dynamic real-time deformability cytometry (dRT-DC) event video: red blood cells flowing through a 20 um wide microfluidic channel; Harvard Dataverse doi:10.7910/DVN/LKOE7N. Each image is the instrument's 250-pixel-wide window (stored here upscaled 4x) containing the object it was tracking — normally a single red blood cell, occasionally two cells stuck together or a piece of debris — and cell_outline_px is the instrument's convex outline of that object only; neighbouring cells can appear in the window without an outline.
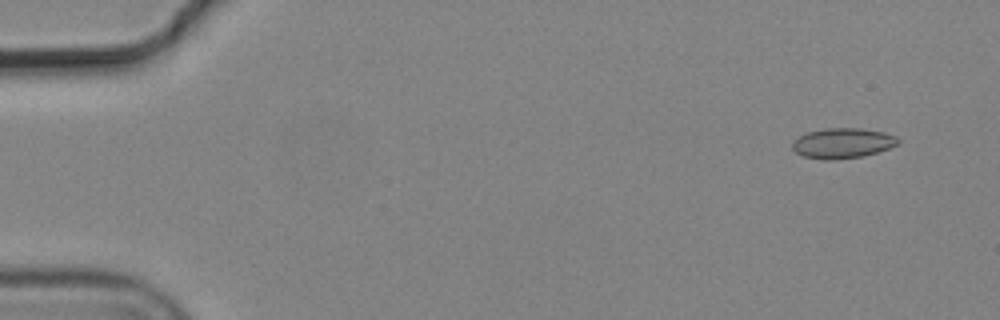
{"species": "common noctule bat (a hibernating species)", "species_latin": "Nyctalus noctula", "temperature_condition": "cold", "stored_images_in_passage": 8, "camera_frame_rate_fps": 3000, "um_per_image_px": 0.085, "animal": {"sex": "male", "body_mass_g": 19.2, "forearm_length_mm": 51.8}, "frame": {"image": 1, "passage_image": 1, "time_ms": 0.0, "image_size_px": [1000, 320], "cell_outline_px": [[900, 144], [864, 156], [836, 160], [824, 160], [804, 156], [796, 152], [792, 148], [792, 140], [808, 132], [824, 128], [860, 128], [884, 132], [896, 136], [900, 140]], "centroid_in_image_um": [71.63, 12.17], "position_along_channel_um": 13.4, "area_um2": 18.73}}
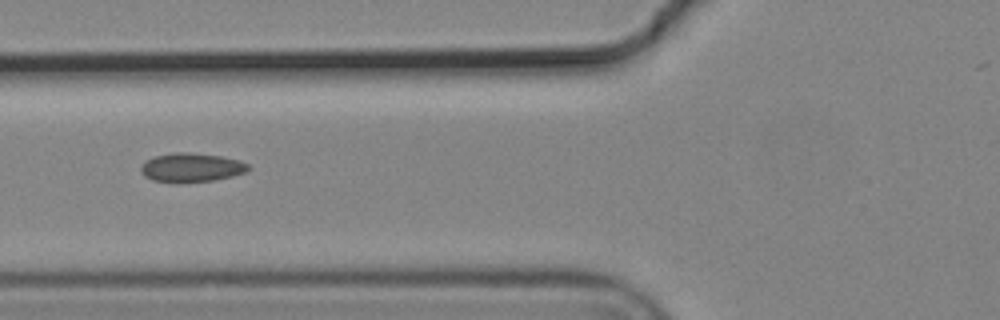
{"frame": {"image": 2, "passage_image": 6, "time_ms": 1.667, "image_size_px": [1000, 320], "cell_outline_px": [[252, 168], [244, 172], [232, 176], [216, 180], [152, 180], [144, 176], [140, 172], [140, 168], [144, 160], [156, 156], [176, 152], [188, 152], [220, 156], [240, 160], [248, 164]], "centroid_in_image_um": [16.28, 14.2], "position_along_channel_um": 109.5, "area_um2": 17.57}}
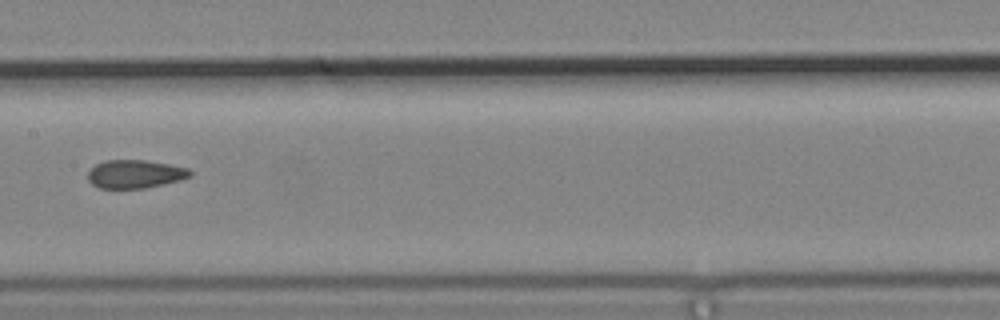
{"frame": {"image": 3, "passage_image": 8, "time_ms": 2.333, "image_size_px": [1000, 320], "cell_outline_px": [[192, 176], [180, 180], [164, 184], [144, 188], [100, 188], [92, 184], [88, 180], [88, 172], [96, 164], [104, 160], [144, 160], [168, 164], [188, 168], [192, 172]], "centroid_in_image_um": [11.48, 14.79], "position_along_channel_um": 195.9, "area_um2": 16.82}}